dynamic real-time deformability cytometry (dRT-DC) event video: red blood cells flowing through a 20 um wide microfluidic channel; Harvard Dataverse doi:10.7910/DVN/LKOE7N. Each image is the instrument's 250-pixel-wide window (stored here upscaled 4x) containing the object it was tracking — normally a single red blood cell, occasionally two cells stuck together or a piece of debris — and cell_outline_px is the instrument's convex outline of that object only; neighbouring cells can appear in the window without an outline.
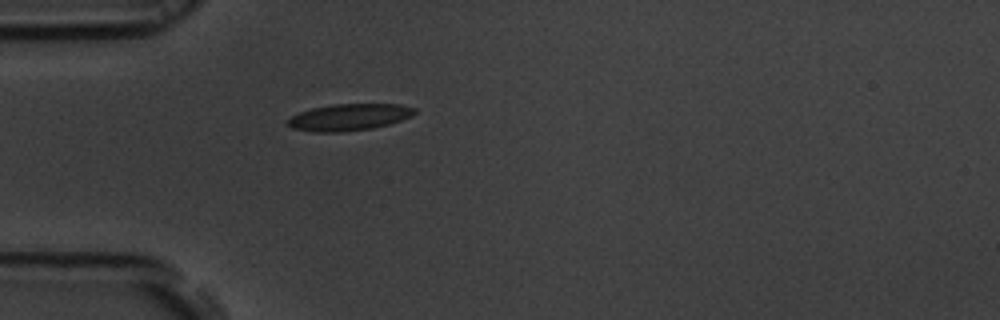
{"species": "common noctule bat (a hibernating species)", "species_latin": "Nyctalus noctula", "temperature_condition": "room temperature", "stored_images_in_passage": 40, "camera_frame_rate_fps": 3000, "um_per_image_px": 0.085, "animal": {"sex": "male", "body_mass_g": 19.5, "forearm_length_mm": 54.6}, "frame": {"image": 1, "passage_image": 1, "time_ms": 0.0, "image_size_px": [1000, 320], "cell_outline_px": [[416, 112], [412, 116], [388, 124], [372, 128], [340, 132], [312, 132], [292, 128], [288, 124], [288, 120], [292, 116], [300, 112], [312, 108], [332, 104], [400, 104], [416, 108]], "centroid_in_image_um": [29.68, 9.95], "position_along_channel_um": 55.3, "area_um2": 19.65}}
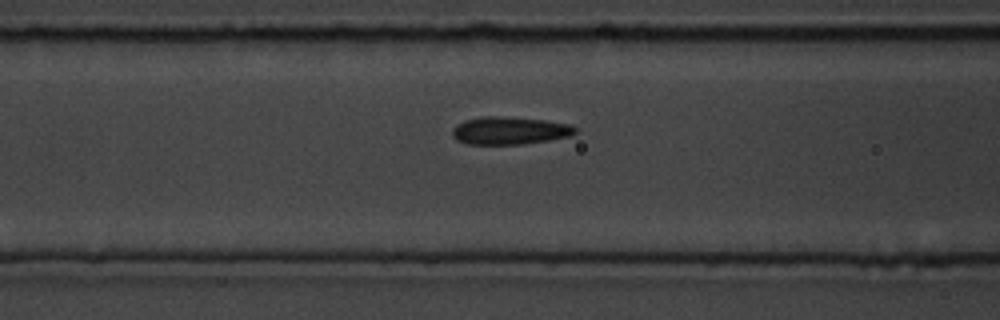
{"frame": {"image": 2, "passage_image": 7, "time_ms": 2.0, "image_size_px": [1000, 320], "cell_outline_px": [[576, 132], [568, 136], [548, 140], [524, 144], [468, 144], [456, 140], [452, 136], [452, 128], [456, 124], [464, 120], [480, 116], [500, 116], [544, 120], [568, 124], [576, 128]], "centroid_in_image_um": [43.24, 11.1], "position_along_channel_um": 123.4, "area_um2": 19.83}}
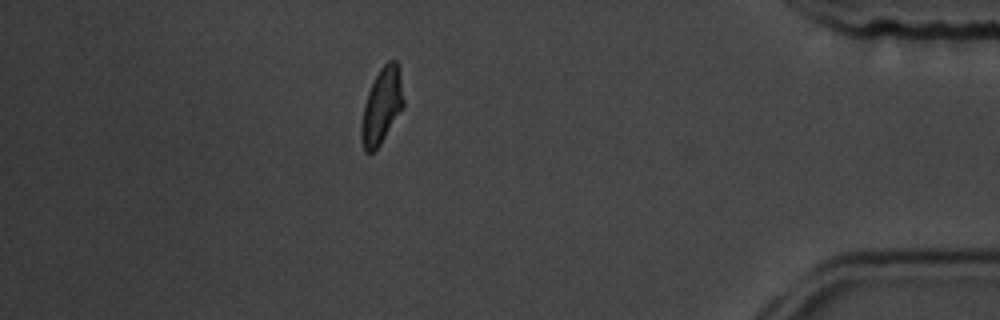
{"frame": {"image": 3, "passage_image": 33, "time_ms": 10.667, "image_size_px": [1000, 320], "cell_outline_px": [[404, 108], [380, 144], [372, 152], [364, 152], [360, 136], [360, 128], [364, 104], [368, 92], [380, 68], [388, 60], [396, 60], [400, 68], [404, 100]], "centroid_in_image_um": [32.46, 9.0], "position_along_channel_um": 402.7, "area_um2": 18.79}, "authors_computed_cell_mechanics": {"area_um2": 19.1029, "velocity_mm_per_s": 3.724, "shape_relaxation_time_tau1_ms": 4.745, "shape_relaxation_time_tau2_ms": 1.6536, "deformation_change_tau1": 0.1365, "deformation_change_tau2": 0.0994}}